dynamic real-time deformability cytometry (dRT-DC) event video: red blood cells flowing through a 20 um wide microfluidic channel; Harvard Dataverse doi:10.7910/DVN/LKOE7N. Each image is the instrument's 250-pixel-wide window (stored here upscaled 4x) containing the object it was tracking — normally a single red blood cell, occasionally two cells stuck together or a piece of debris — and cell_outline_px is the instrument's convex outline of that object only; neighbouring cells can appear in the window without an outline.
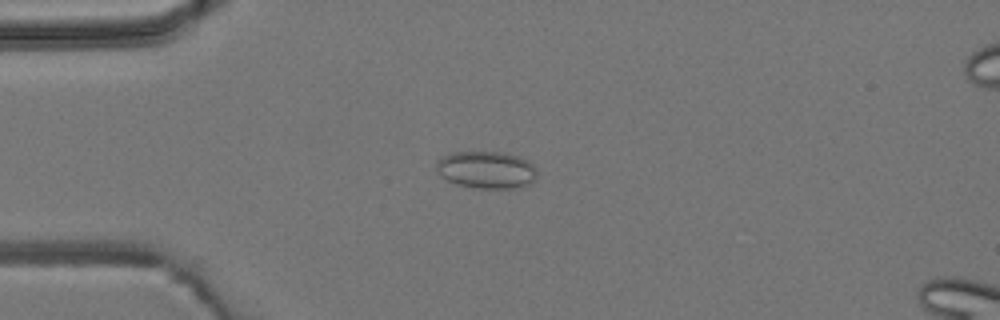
{"species": "common noctule bat (a hibernating species)", "species_latin": "Nyctalus noctula", "temperature_condition": "room temperature", "stored_images_in_passage": 5, "camera_frame_rate_fps": 3000, "um_per_image_px": 0.085, "animal": {"sex": "male", "body_mass_g": 19.2, "forearm_length_mm": 51.8}, "frame": {"image": 1, "passage_image": 3, "time_ms": 2.333, "image_size_px": [1000, 320], "cell_outline_px": [[536, 180], [528, 184], [516, 188], [480, 188], [460, 184], [448, 180], [440, 176], [436, 168], [436, 164], [440, 156], [452, 152], [500, 152], [520, 156], [528, 160], [536, 168]], "centroid_in_image_um": [41.36, 14.42], "position_along_channel_um": 43.6, "area_um2": 21.91}}
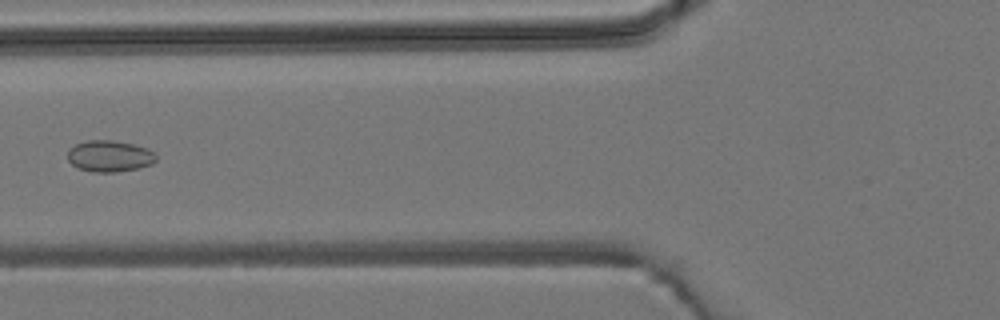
{"frame": {"image": 2, "passage_image": 5, "time_ms": 4.667, "image_size_px": [1000, 320], "cell_outline_px": [[156, 160], [152, 164], [136, 168], [116, 172], [92, 172], [80, 168], [72, 164], [68, 160], [68, 152], [76, 144], [88, 140], [112, 140], [132, 144], [148, 148], [156, 152]], "centroid_in_image_um": [9.34, 13.26], "position_along_channel_um": 116.5, "area_um2": 16.07}}